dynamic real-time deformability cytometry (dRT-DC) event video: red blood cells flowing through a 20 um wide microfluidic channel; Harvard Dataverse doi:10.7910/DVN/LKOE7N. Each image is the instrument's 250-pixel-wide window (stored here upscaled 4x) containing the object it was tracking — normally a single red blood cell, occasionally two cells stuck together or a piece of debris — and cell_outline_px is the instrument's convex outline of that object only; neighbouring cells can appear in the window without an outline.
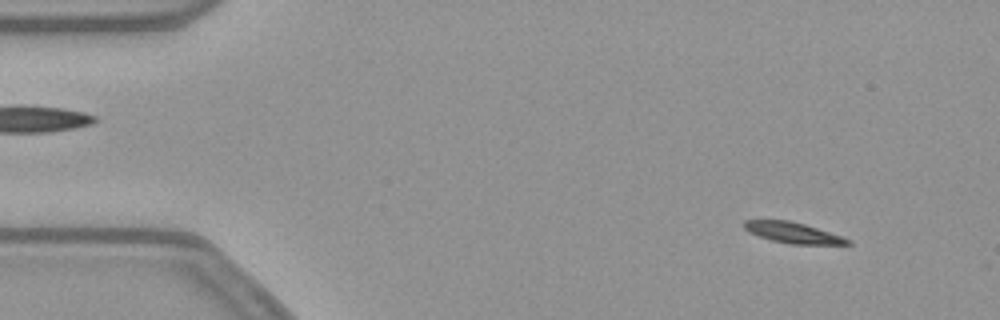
{"species": "common noctule bat (a hibernating species)", "species_latin": "Nyctalus noctula", "temperature_condition": "warm", "stored_images_in_passage": 55, "segment_of_instrument_passage": [1, 2], "camera_frame_rate_fps": 3000, "um_per_image_px": 0.085, "animal": {"sex": "female", "body_mass_g": 21.9}, "frame": {"image": 1, "passage_image": 5, "time_ms": 1.333, "image_size_px": [1000, 320], "cell_outline_px": [[852, 244], [788, 244], [772, 240], [748, 232], [744, 228], [744, 220], [788, 220], [804, 224], [852, 240]], "centroid_in_image_um": [67.38, 19.78], "position_along_channel_um": 17.6, "area_um2": 12.31}}
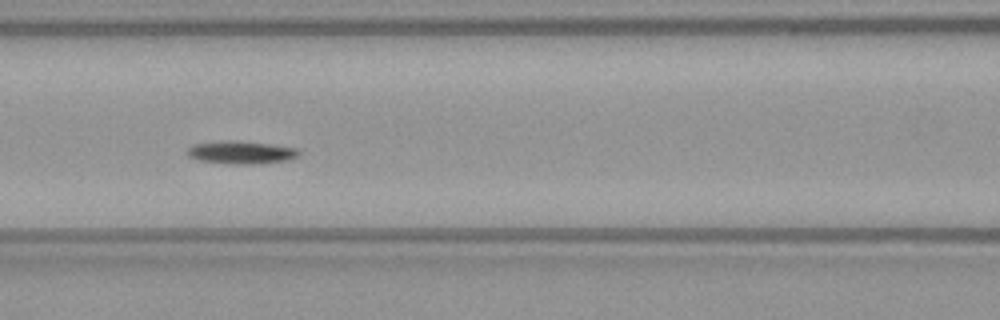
{"frame": {"image": 2, "passage_image": 23, "time_ms": 7.333, "image_size_px": [1000, 320], "cell_outline_px": [[300, 156], [288, 160], [256, 164], [228, 164], [200, 160], [188, 156], [188, 148], [192, 144], [224, 140], [232, 140], [268, 144], [300, 148]], "centroid_in_image_um": [20.53, 12.95], "position_along_channel_um": 146.1, "area_um2": 14.97}}
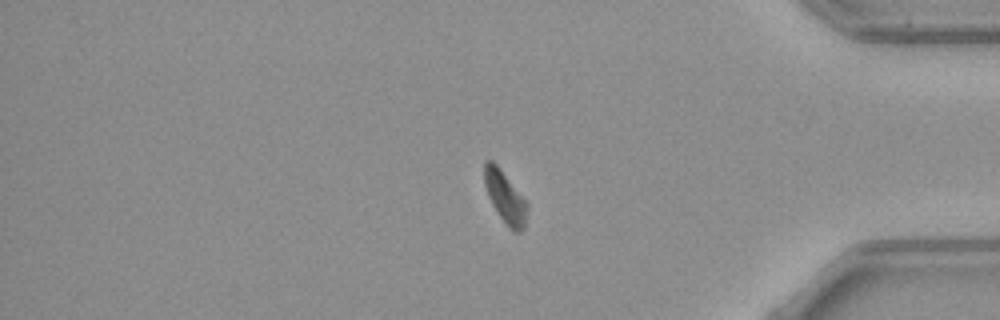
{"frame": {"image": 3, "passage_image": 45, "time_ms": 14.667, "image_size_px": [1000, 320], "cell_outline_px": [[528, 208], [524, 228], [520, 232], [512, 232], [508, 228], [496, 212], [488, 196], [484, 184], [484, 160], [492, 160], [500, 168], [528, 204]], "centroid_in_image_um": [42.92, 16.79], "position_along_channel_um": 392.3, "area_um2": 13.01}}